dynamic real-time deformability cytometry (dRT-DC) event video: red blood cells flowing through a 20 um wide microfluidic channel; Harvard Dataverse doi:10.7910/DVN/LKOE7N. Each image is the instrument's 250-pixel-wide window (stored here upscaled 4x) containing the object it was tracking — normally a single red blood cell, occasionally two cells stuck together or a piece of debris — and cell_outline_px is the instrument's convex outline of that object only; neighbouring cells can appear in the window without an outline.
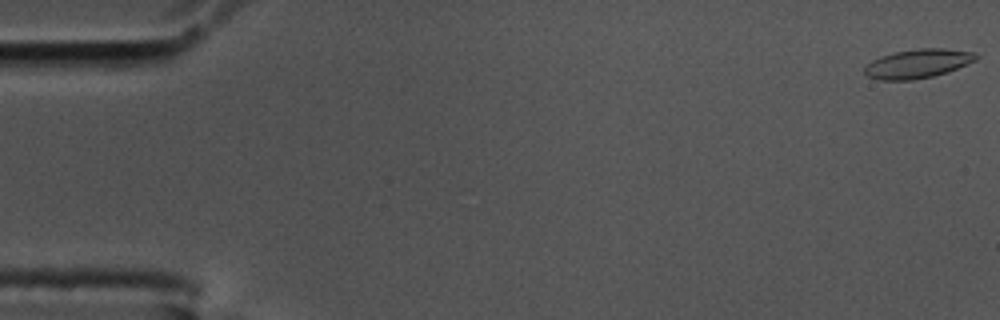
{"species": "common noctule bat (a hibernating species)", "species_latin": "Nyctalus noctula", "temperature_condition": "cold", "stored_images_in_passage": 58, "camera_frame_rate_fps": 3000, "um_per_image_px": 0.085, "animal": {"sex": "male", "body_mass_g": 17.5, "forearm_length_mm": 52.3}, "frame": {"image": 1, "passage_image": 1, "time_ms": 0.0, "image_size_px": [1000, 320], "cell_outline_px": [[980, 56], [976, 60], [948, 72], [932, 76], [912, 80], [880, 80], [868, 76], [864, 72], [864, 68], [872, 60], [880, 56], [892, 52], [916, 48], [944, 48], [976, 52]], "centroid_in_image_um": [78.03, 5.39], "position_along_channel_um": 7.0, "area_um2": 19.02}}
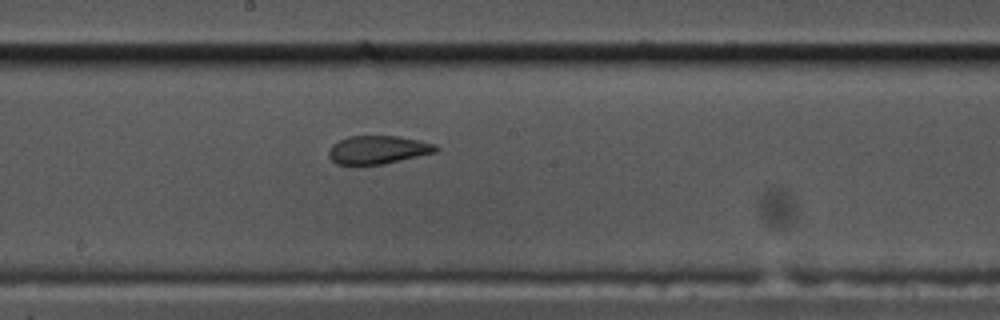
{"frame": {"image": 2, "passage_image": 31, "time_ms": 10.0, "image_size_px": [1000, 320], "cell_outline_px": [[440, 148], [436, 152], [384, 164], [336, 164], [328, 156], [328, 152], [332, 144], [348, 136], [396, 136], [420, 140], [436, 144]], "centroid_in_image_um": [32.14, 12.72], "position_along_channel_um": 216.1, "area_um2": 17.63}}
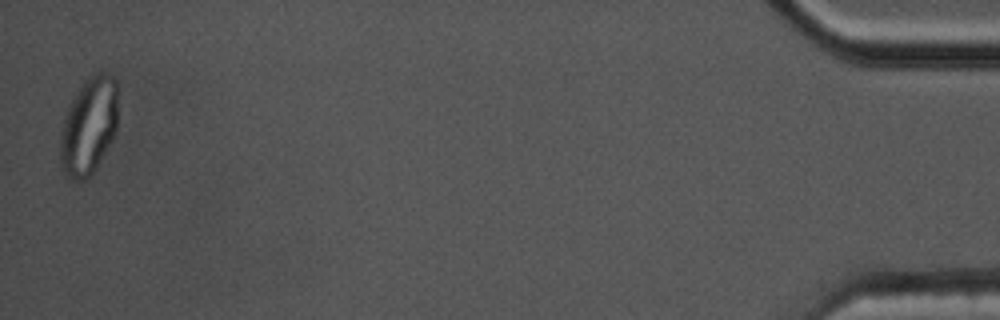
{"frame": {"image": 3, "passage_image": 57, "time_ms": 18.667, "image_size_px": [1000, 320], "cell_outline_px": [[116, 132], [112, 140], [92, 172], [84, 180], [72, 180], [64, 172], [60, 160], [60, 140], [64, 120], [68, 108], [76, 92], [84, 80], [96, 72], [108, 72], [116, 80]], "centroid_in_image_um": [7.54, 10.68], "position_along_channel_um": 427.7, "area_um2": 32.19}, "authors_computed_cell_mechanics": {"area_um2": 18.7272, "velocity_mm_per_s": 3.5102, "shape_relaxation_time_tau1_ms": null, "shape_relaxation_time_tau2_ms": 1.5932, "deformation_change_tau1": null, "deformation_change_tau2": 0.0705}}